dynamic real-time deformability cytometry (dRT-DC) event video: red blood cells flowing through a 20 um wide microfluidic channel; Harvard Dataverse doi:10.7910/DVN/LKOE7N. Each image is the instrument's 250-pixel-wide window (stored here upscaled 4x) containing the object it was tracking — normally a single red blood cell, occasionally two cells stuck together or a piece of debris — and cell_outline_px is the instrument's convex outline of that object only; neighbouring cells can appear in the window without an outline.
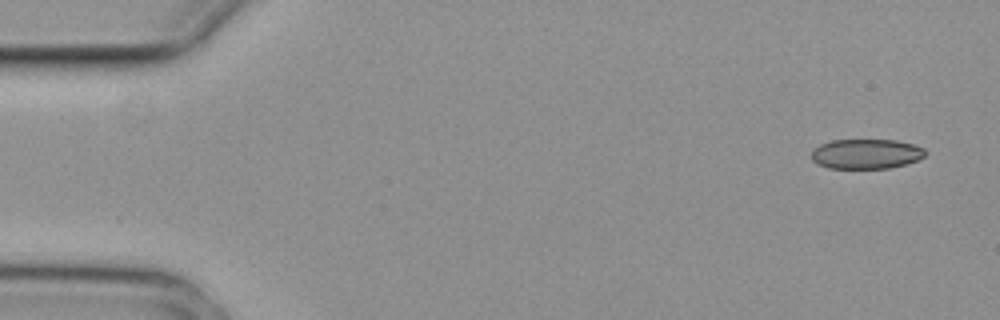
{"species": "common noctule bat (a hibernating species)", "species_latin": "Nyctalus noctula", "temperature_condition": "cold", "stored_images_in_passage": 4, "camera_frame_rate_fps": 3000, "um_per_image_px": 0.085, "animal": {"sex": "female", "body_mass_g": 29.2, "forearm_length_mm": 56.3}, "frame": {"image": 1, "passage_image": 1, "time_ms": 0.0, "image_size_px": [1000, 320], "cell_outline_px": [[924, 156], [908, 164], [888, 168], [828, 168], [816, 164], [812, 160], [812, 148], [820, 144], [832, 140], [896, 140], [912, 144], [924, 148]], "centroid_in_image_um": [73.58, 13.08], "position_along_channel_um": 11.4, "area_um2": 19.83}}